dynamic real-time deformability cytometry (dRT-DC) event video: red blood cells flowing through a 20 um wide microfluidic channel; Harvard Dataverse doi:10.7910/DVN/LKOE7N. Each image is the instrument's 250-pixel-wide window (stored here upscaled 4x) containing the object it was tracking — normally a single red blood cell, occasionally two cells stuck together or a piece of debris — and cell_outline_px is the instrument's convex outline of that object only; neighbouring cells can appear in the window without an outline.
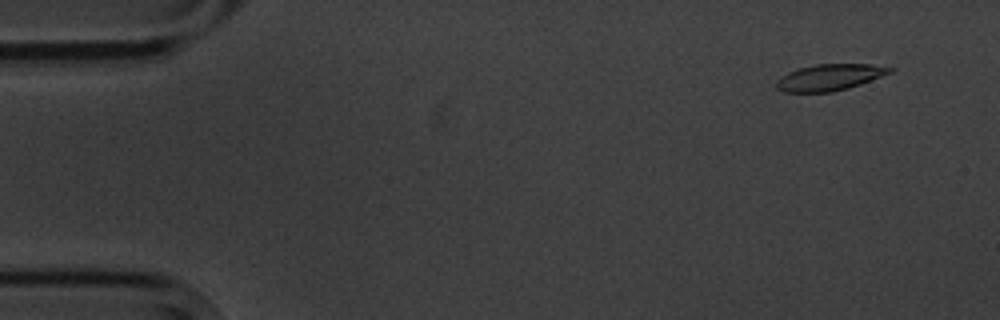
{"species": "common noctule bat (a hibernating species)", "species_latin": "Nyctalus noctula", "temperature_condition": "cold", "stored_images_in_passage": 5, "camera_frame_rate_fps": 3000, "um_per_image_px": 0.085, "animal": {"sex": "male", "body_mass_g": 20.1, "forearm_length_mm": 53.5}, "frame": {"image": 1, "passage_image": 1, "time_ms": 0.0, "image_size_px": [1000, 320], "cell_outline_px": [[896, 68], [892, 72], [860, 84], [848, 88], [832, 92], [784, 92], [776, 88], [776, 80], [780, 76], [788, 72], [800, 68], [816, 64], [868, 64]], "centroid_in_image_um": [70.49, 6.57], "position_along_channel_um": 14.5, "area_um2": 17.4}}